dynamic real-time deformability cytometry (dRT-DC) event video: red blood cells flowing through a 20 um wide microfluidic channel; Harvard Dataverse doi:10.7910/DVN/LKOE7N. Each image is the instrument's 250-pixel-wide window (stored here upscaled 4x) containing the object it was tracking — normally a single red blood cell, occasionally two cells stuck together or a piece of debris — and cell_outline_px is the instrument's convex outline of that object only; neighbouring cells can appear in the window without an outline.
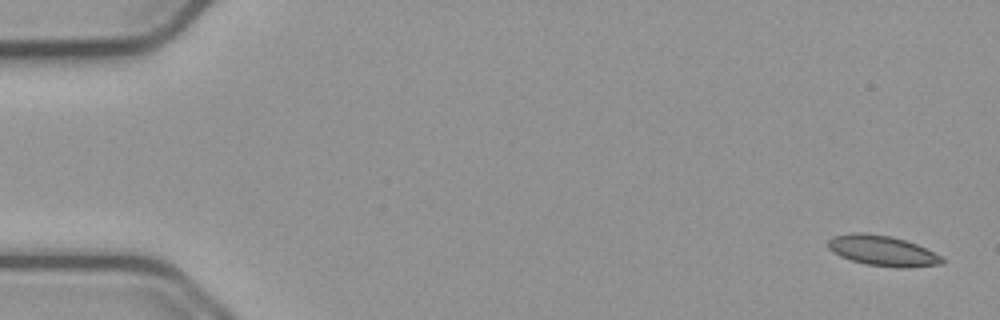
{"species": "common noctule bat (a hibernating species)", "species_latin": "Nyctalus noctula", "temperature_condition": "cold", "stored_images_in_passage": 54, "camera_frame_rate_fps": 3000, "um_per_image_px": 0.085, "animal": {"sex": "male", "body_mass_g": 23.1, "forearm_length_mm": 52.7}, "frame": {"image": 1, "passage_image": 1, "time_ms": 0.0, "image_size_px": [1000, 320], "cell_outline_px": [[944, 264], [908, 268], [896, 268], [868, 264], [852, 260], [840, 256], [832, 252], [828, 248], [828, 240], [832, 236], [852, 232], [864, 232], [892, 236], [916, 244], [940, 256], [944, 260]], "centroid_in_image_um": [74.99, 21.31], "position_along_channel_um": 10.0, "area_um2": 20.23}}
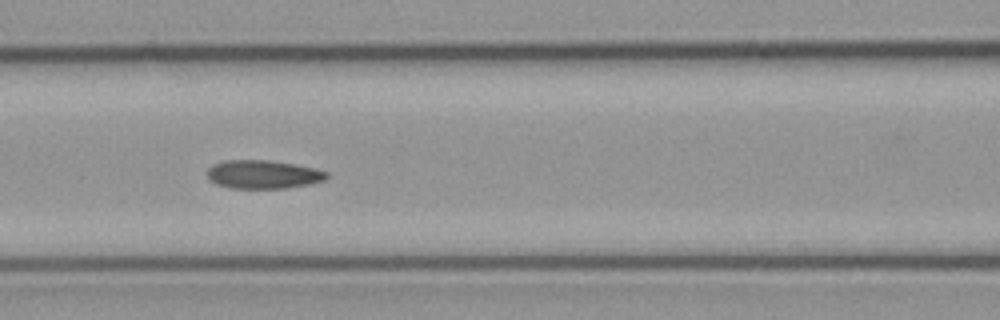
{"frame": {"image": 2, "passage_image": 23, "time_ms": 7.333, "image_size_px": [1000, 320], "cell_outline_px": [[328, 176], [324, 180], [308, 184], [288, 188], [228, 188], [216, 184], [208, 180], [208, 168], [212, 164], [224, 160], [268, 160], [296, 164], [316, 168], [328, 172]], "centroid_in_image_um": [22.35, 14.82], "position_along_channel_um": 144.3, "area_um2": 20.0}}
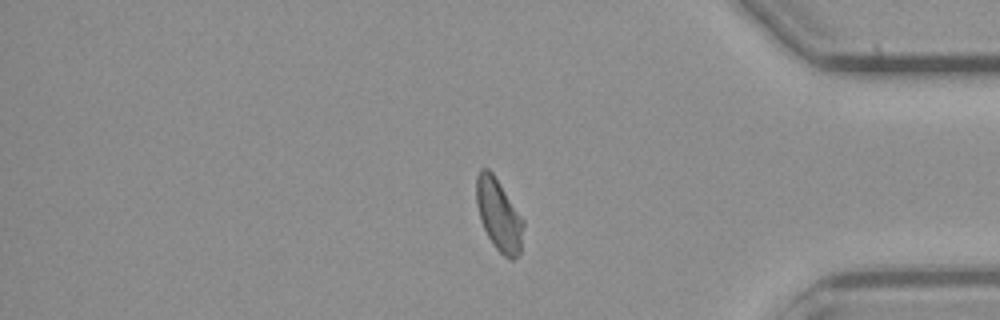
{"frame": {"image": 3, "passage_image": 45, "time_ms": 14.667, "image_size_px": [1000, 320], "cell_outline_px": [[524, 224], [520, 252], [512, 260], [504, 256], [492, 244], [480, 220], [476, 204], [476, 176], [480, 168], [488, 168], [492, 172], [524, 220]], "centroid_in_image_um": [42.38, 18.26], "position_along_channel_um": 392.8, "area_um2": 19.59}, "authors_computed_cell_mechanics": {"area_um2": 19.9988, "velocity_mm_per_s": 3.738, "shape_relaxation_time_tau1_ms": 4.6993, "shape_relaxation_time_tau2_ms": 2.0726, "deformation_change_tau1": 0.1226, "deformation_change_tau2": 0.0831}}